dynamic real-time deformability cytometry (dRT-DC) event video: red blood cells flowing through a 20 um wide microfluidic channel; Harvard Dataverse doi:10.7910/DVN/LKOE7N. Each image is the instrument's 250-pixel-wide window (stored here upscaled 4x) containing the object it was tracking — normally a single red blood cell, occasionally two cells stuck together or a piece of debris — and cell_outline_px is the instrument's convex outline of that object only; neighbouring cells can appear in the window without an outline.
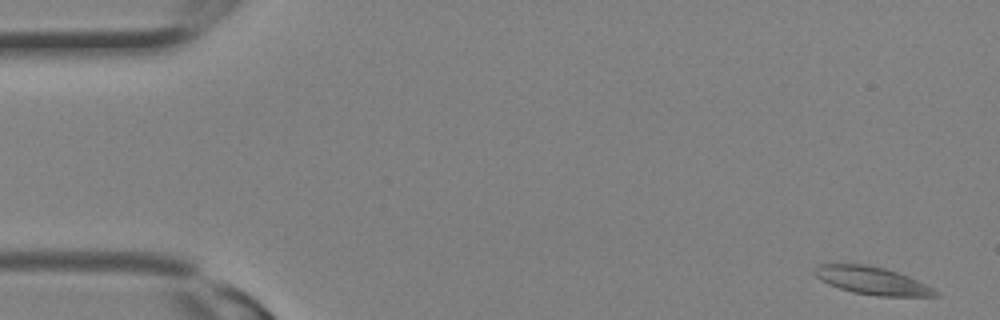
{"species": "Egyptian fruit bat (a non-hibernating species)", "species_latin": "Rousettus aegyptiacus", "temperature_condition": "room temperature", "stored_images_in_passage": 9, "camera_frame_rate_fps": 3000, "um_per_image_px": 0.085, "animal": {"sex": "female"}, "frame": {"image": 1, "passage_image": 1, "time_ms": 0.0, "image_size_px": [1000, 320], "cell_outline_px": [[940, 296], [880, 296], [852, 292], [828, 284], [820, 280], [812, 272], [812, 268], [816, 264], [868, 264], [884, 268], [908, 276], [932, 288]], "centroid_in_image_um": [74.04, 23.84], "position_along_channel_um": 11.0, "area_um2": 19.42}}